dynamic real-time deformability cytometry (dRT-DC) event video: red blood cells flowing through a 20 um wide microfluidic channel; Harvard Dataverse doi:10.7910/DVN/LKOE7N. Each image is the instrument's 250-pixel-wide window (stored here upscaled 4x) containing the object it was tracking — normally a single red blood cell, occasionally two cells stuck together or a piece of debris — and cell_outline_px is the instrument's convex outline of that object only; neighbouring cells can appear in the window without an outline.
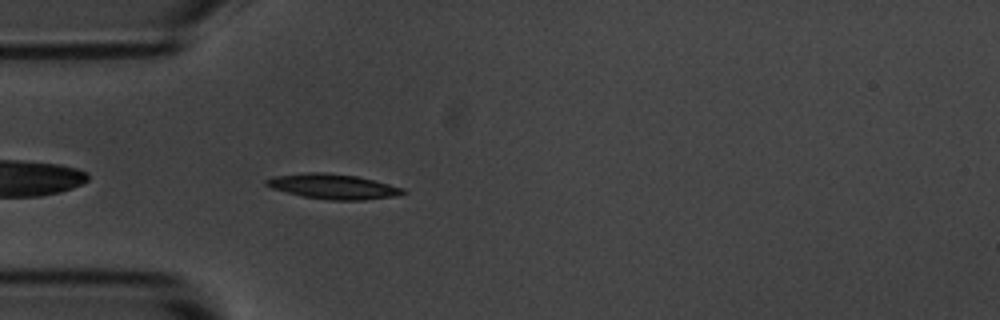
{"species": "common noctule bat (a hibernating species)", "species_latin": "Nyctalus noctula", "temperature_condition": "room temperature", "stored_images_in_passage": 4, "camera_frame_rate_fps": 3000, "um_per_image_px": 0.085, "animal": {"sex": "male", "body_mass_g": 20.1, "forearm_length_mm": 53.5}, "frame": {"image": 1, "passage_image": 4, "time_ms": 3.333, "image_size_px": [1000, 320], "cell_outline_px": [[408, 192], [396, 196], [364, 200], [332, 200], [304, 196], [272, 188], [264, 184], [264, 180], [272, 176], [308, 172], [324, 172], [356, 176], [404, 188]], "centroid_in_image_um": [28.31, 15.84], "position_along_channel_um": 56.7, "area_um2": 19.77}}